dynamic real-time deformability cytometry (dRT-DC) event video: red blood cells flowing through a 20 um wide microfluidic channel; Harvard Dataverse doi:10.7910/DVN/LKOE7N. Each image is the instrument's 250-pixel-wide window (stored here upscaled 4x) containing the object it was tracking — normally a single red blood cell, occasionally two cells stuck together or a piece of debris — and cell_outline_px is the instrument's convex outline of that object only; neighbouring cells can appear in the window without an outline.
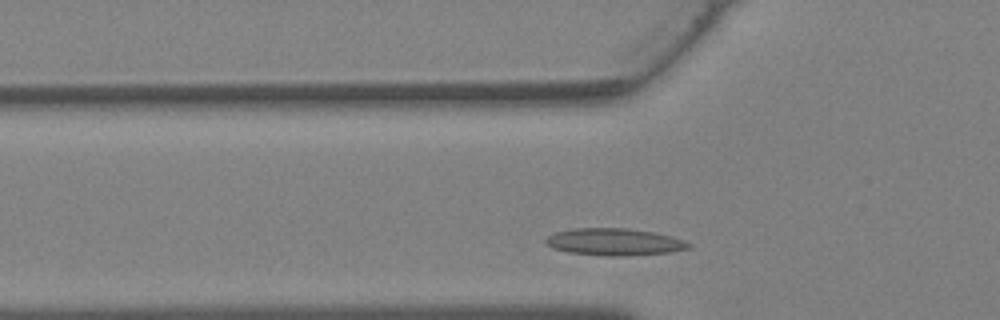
{"species": "Egyptian fruit bat (a non-hibernating species)", "species_latin": "Rousettus aegyptiacus", "temperature_condition": "warm", "stored_images_in_passage": 23, "camera_frame_rate_fps": 3000, "um_per_image_px": 0.085, "animal": {"sex": "female"}, "frame": {"image": 1, "passage_image": 5, "time_ms": 1.333, "image_size_px": [1000, 320], "cell_outline_px": [[692, 248], [672, 252], [628, 256], [608, 256], [568, 252], [552, 248], [544, 244], [544, 240], [548, 236], [556, 232], [572, 228], [628, 228], [656, 232], [672, 236], [684, 240], [692, 244]], "centroid_in_image_um": [52.25, 20.56], "position_along_channel_um": 73.5, "area_um2": 22.95}}
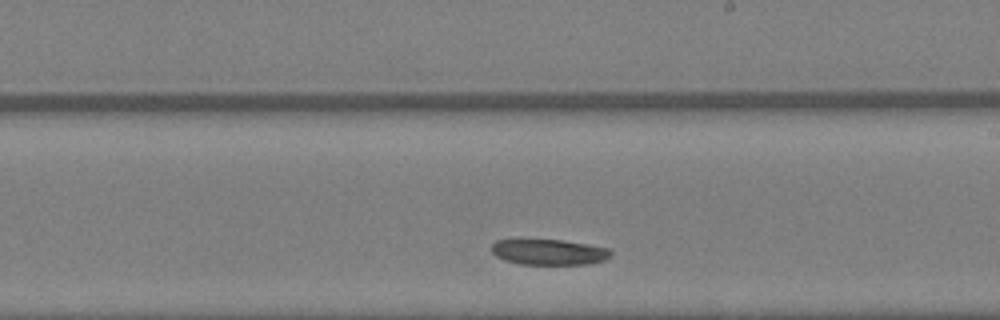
{"frame": {"image": 2, "passage_image": 15, "time_ms": 4.667, "image_size_px": [1000, 320], "cell_outline_px": [[612, 256], [604, 260], [588, 264], [520, 264], [504, 260], [496, 256], [492, 252], [492, 244], [496, 240], [516, 236], [520, 236], [560, 240], [588, 244], [608, 248], [612, 252]], "centroid_in_image_um": [46.57, 21.37], "position_along_channel_um": 242.4, "area_um2": 18.73}}
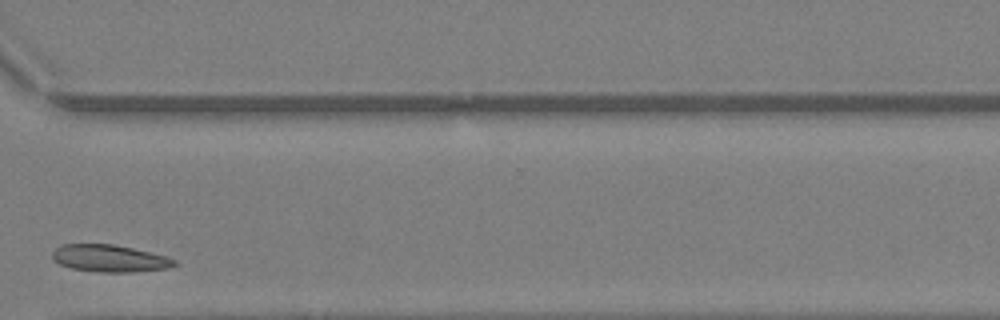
{"frame": {"image": 3, "passage_image": 22, "time_ms": 7.0, "image_size_px": [1000, 320], "cell_outline_px": [[176, 264], [172, 268], [132, 272], [100, 272], [72, 268], [60, 264], [52, 256], [52, 252], [60, 244], [112, 244], [132, 248], [168, 256], [176, 260]], "centroid_in_image_um": [9.36, 21.96], "position_along_channel_um": 361.2, "area_um2": 19.31}}